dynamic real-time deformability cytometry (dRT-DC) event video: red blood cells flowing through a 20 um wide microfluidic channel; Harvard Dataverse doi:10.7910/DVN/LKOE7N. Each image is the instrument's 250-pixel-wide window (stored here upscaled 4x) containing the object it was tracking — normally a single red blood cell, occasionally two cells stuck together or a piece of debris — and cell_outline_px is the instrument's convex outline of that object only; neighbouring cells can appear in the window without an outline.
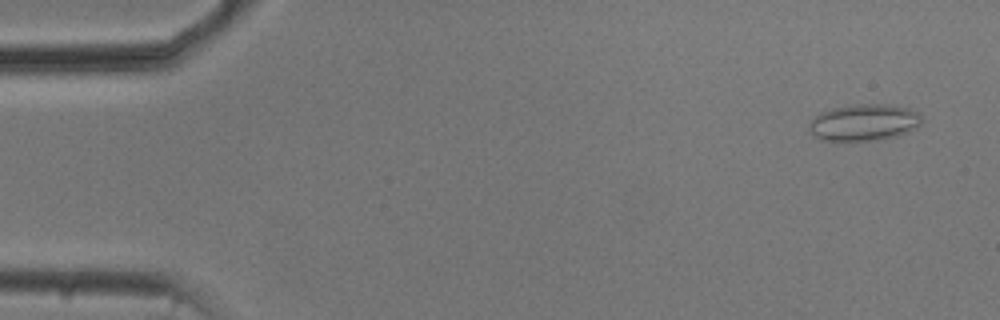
{"species": "common noctule bat (a hibernating species)", "species_latin": "Nyctalus noctula", "temperature_condition": "cold", "stored_images_in_passage": 54, "camera_frame_rate_fps": 3000, "um_per_image_px": 0.085, "animal": {"sex": "male", "body_mass_g": 20.5, "forearm_length_mm": 52.5}, "frame": {"image": 1, "passage_image": 3, "time_ms": 0.667, "image_size_px": [1000, 320], "cell_outline_px": [[920, 124], [916, 128], [896, 136], [876, 140], [820, 140], [812, 136], [808, 128], [812, 120], [820, 112], [832, 108], [860, 104], [888, 104], [908, 108], [916, 112], [920, 116]], "centroid_in_image_um": [73.4, 10.41], "position_along_channel_um": 11.6, "area_um2": 23.81}}
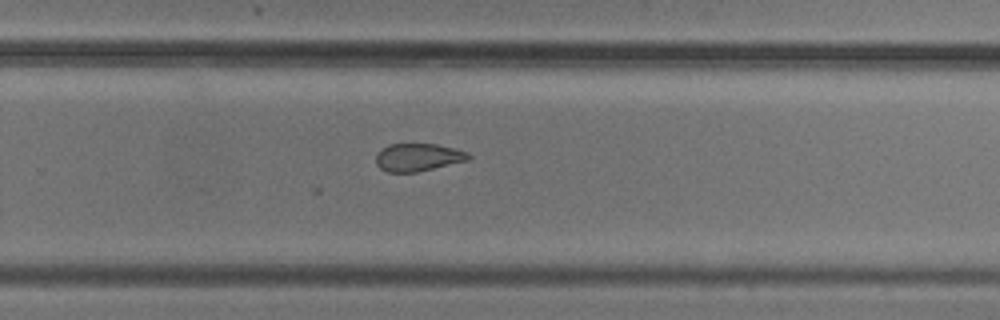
{"frame": {"image": 2, "passage_image": 35, "time_ms": 11.333, "image_size_px": [1000, 320], "cell_outline_px": [[472, 156], [468, 160], [416, 172], [388, 172], [380, 168], [376, 164], [376, 152], [380, 148], [388, 144], [436, 144], [456, 148], [468, 152]], "centroid_in_image_um": [35.51, 13.35], "position_along_channel_um": 294.3, "area_um2": 15.09}}
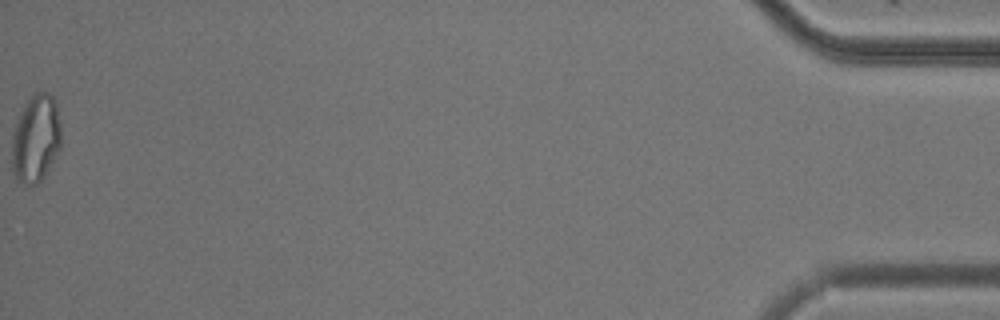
{"frame": {"image": 3, "passage_image": 54, "time_ms": 17.667, "image_size_px": [1000, 320], "cell_outline_px": [[60, 148], [44, 176], [36, 184], [24, 184], [16, 180], [12, 172], [12, 136], [16, 124], [28, 100], [36, 92], [48, 92], [56, 100], [60, 124]], "centroid_in_image_um": [3.05, 11.8], "position_along_channel_um": 432.2, "area_um2": 24.91}}